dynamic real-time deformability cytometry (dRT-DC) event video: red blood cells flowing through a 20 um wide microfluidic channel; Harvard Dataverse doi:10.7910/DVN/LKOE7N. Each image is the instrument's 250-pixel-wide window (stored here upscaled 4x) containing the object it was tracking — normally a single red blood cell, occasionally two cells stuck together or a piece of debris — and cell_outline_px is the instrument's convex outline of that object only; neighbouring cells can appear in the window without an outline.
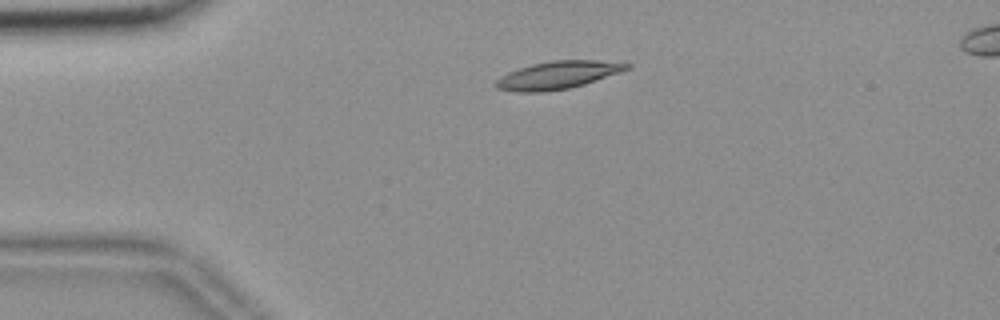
{"species": "common noctule bat (a hibernating species)", "species_latin": "Nyctalus noctula", "temperature_condition": "room temperature", "stored_images_in_passage": 46, "camera_frame_rate_fps": 3000, "um_per_image_px": 0.085, "animal": {"sex": "female", "body_mass_g": 18.4}, "frame": {"image": 1, "passage_image": 3, "time_ms": 0.667, "image_size_px": [1000, 320], "cell_outline_px": [[632, 64], [628, 68], [584, 84], [568, 88], [544, 92], [520, 92], [496, 88], [492, 84], [500, 76], [508, 72], [532, 64], [552, 60], [596, 60]], "centroid_in_image_um": [47.32, 6.38], "position_along_channel_um": 37.7, "area_um2": 20.81}}
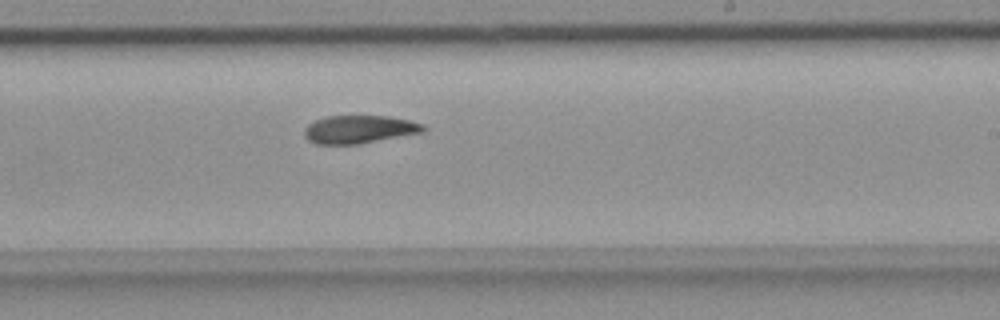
{"frame": {"image": 2, "passage_image": 24, "time_ms": 7.667, "image_size_px": [1000, 320], "cell_outline_px": [[428, 128], [424, 132], [360, 144], [316, 144], [308, 140], [304, 136], [304, 128], [308, 124], [324, 116], [388, 116], [408, 120], [424, 124]], "centroid_in_image_um": [30.54, 11.0], "position_along_channel_um": 258.5, "area_um2": 19.59}}
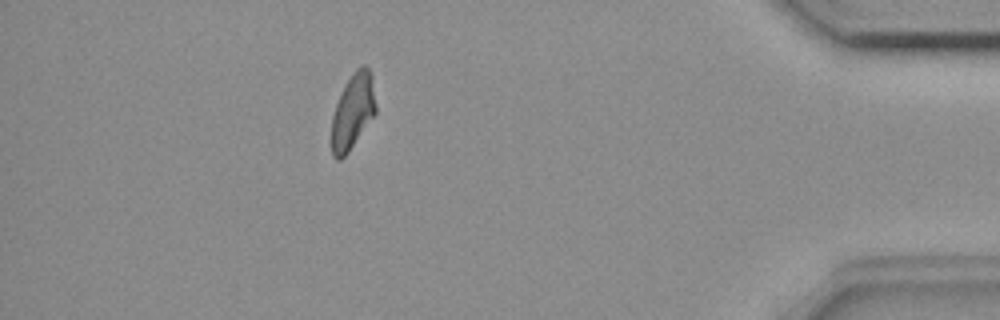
{"frame": {"image": 3, "passage_image": 40, "time_ms": 13.0, "image_size_px": [1000, 320], "cell_outline_px": [[376, 112], [348, 152], [340, 160], [336, 160], [332, 156], [332, 116], [336, 104], [348, 80], [356, 68], [360, 64], [364, 64], [368, 68], [372, 76], [376, 104]], "centroid_in_image_um": [29.99, 9.46], "position_along_channel_um": 405.2, "area_um2": 19.13}, "authors_computed_cell_mechanics": {"area_um2": 19.941, "velocity_mm_per_s": 3.6494, "shape_relaxation_time_tau1_ms": 8.3545, "shape_relaxation_time_tau2_ms": 9.916, "deformation_change_tau1": 0.1963, "deformation_change_tau2": 0.1821}}